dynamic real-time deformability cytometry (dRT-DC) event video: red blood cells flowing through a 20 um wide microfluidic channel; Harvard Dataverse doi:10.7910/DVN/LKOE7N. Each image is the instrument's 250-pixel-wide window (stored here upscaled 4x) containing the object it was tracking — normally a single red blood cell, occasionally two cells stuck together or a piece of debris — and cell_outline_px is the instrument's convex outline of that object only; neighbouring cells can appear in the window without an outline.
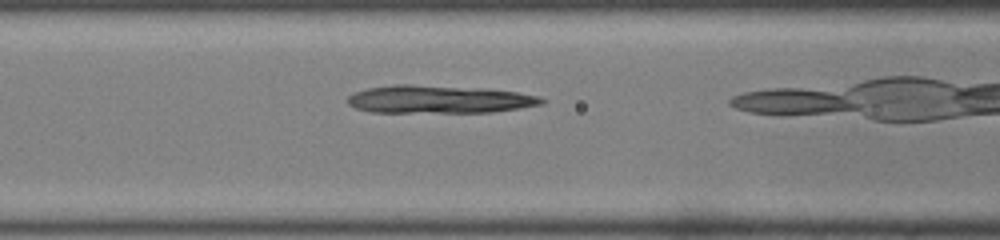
{"species": "common noctule bat (a hibernating species)", "species_latin": "Nyctalus noctula", "temperature_condition": "room temperature", "stored_images_in_passage": 31, "camera_frame_rate_fps": 3000, "um_per_image_px": 0.085, "animal": {"sex": "male", "body_mass_g": 19.0, "forearm_length_mm": 50.8}, "frame": {"image": 1, "passage_image": 12, "time_ms": 3.667, "image_size_px": [1000, 240], "cell_outline_px": [[548, 100], [544, 104], [520, 108], [492, 112], [372, 112], [356, 108], [348, 104], [348, 96], [352, 92], [368, 88], [392, 84], [412, 84], [484, 88], [516, 92], [540, 96]], "centroid_in_image_um": [37.34, 8.43], "position_along_channel_um": 129.3, "area_um2": 31.85}}
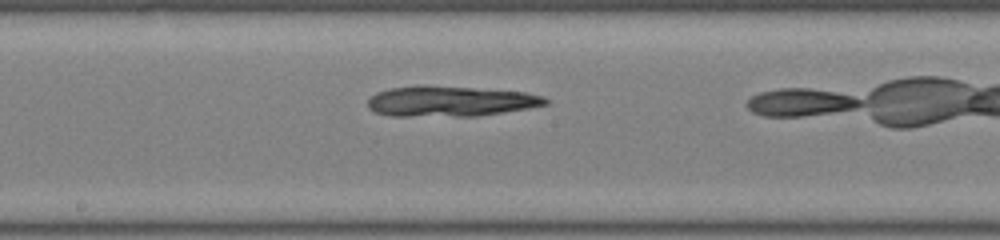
{"frame": {"image": 2, "passage_image": 18, "time_ms": 5.667, "image_size_px": [1000, 240], "cell_outline_px": [[548, 104], [528, 108], [476, 116], [392, 116], [376, 112], [368, 108], [368, 100], [376, 92], [392, 88], [420, 84], [524, 92], [544, 96], [548, 100]], "centroid_in_image_um": [38.24, 8.6], "position_along_channel_um": 210.0, "area_um2": 31.44}}
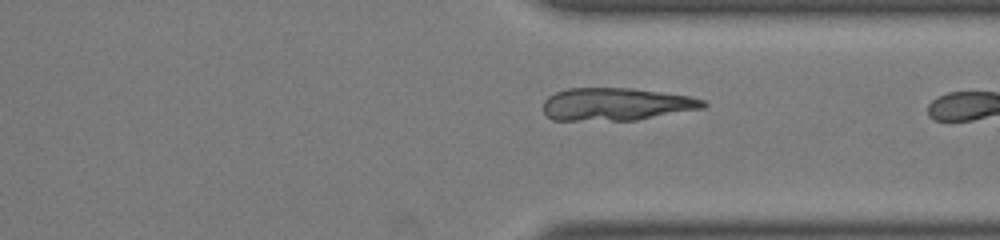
{"frame": {"image": 3, "passage_image": 29, "time_ms": 9.333, "image_size_px": [1000, 240], "cell_outline_px": [[708, 104], [704, 108], [636, 120], [552, 120], [544, 112], [544, 100], [548, 96], [556, 92], [568, 88], [632, 88], [688, 96], [704, 100]], "centroid_in_image_um": [52.37, 8.86], "position_along_channel_um": 359.0, "area_um2": 30.35}}